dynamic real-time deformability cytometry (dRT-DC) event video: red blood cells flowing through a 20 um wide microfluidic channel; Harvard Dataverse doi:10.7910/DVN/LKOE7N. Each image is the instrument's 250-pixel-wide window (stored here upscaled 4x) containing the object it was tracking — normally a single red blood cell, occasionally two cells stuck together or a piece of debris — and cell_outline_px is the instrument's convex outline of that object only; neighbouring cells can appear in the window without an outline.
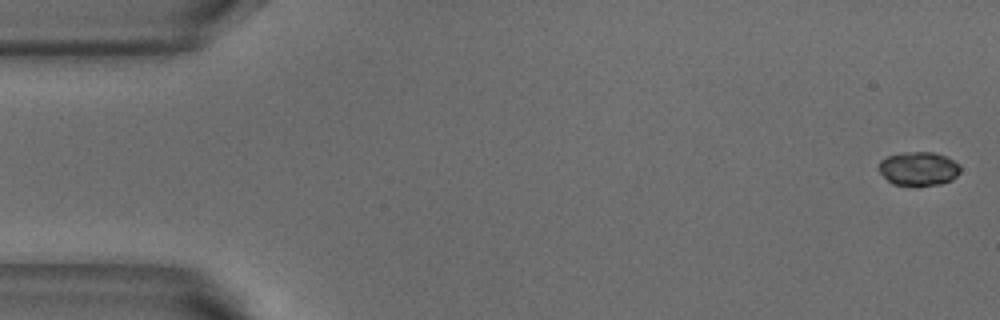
{"species": "common noctule bat (a hibernating species)", "species_latin": "Nyctalus noctula", "temperature_condition": "warm", "stored_images_in_passage": 5, "camera_frame_rate_fps": 3000, "um_per_image_px": 0.085, "animal": {"sex": "male", "body_mass_g": 18.8}, "frame": {"image": 1, "passage_image": 1, "time_ms": 0.0, "image_size_px": [1000, 320], "cell_outline_px": [[960, 172], [952, 180], [940, 184], [892, 184], [880, 172], [880, 160], [888, 156], [904, 152], [932, 152], [944, 156], [960, 164]], "centroid_in_image_um": [78.1, 14.32], "position_along_channel_um": 6.9, "area_um2": 15.66}}